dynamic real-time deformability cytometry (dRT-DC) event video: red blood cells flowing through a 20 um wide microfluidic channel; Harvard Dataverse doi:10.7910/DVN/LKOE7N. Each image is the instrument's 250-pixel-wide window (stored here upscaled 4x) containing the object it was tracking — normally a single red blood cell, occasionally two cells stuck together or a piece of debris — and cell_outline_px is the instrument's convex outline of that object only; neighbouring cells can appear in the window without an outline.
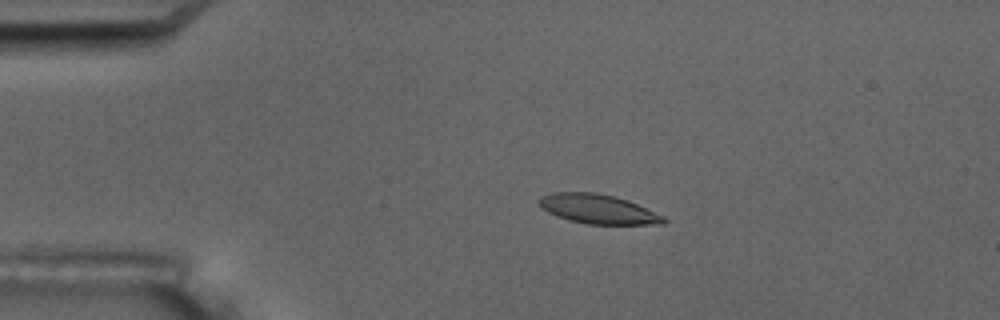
{"species": "common noctule bat (a hibernating species)", "species_latin": "Nyctalus noctula", "temperature_condition": "room temperature", "stored_images_in_passage": 5, "camera_frame_rate_fps": 3000, "um_per_image_px": 0.085, "animal": {"sex": "male", "body_mass_g": 17.5, "forearm_length_mm": 52.3}, "frame": {"image": 1, "passage_image": 3, "time_ms": 2.333, "image_size_px": [1000, 320], "cell_outline_px": [[668, 220], [664, 224], [588, 224], [568, 220], [548, 212], [540, 208], [536, 200], [540, 196], [552, 192], [596, 192], [628, 200], [664, 216]], "centroid_in_image_um": [50.79, 17.76], "position_along_channel_um": 34.2, "area_um2": 21.44}}